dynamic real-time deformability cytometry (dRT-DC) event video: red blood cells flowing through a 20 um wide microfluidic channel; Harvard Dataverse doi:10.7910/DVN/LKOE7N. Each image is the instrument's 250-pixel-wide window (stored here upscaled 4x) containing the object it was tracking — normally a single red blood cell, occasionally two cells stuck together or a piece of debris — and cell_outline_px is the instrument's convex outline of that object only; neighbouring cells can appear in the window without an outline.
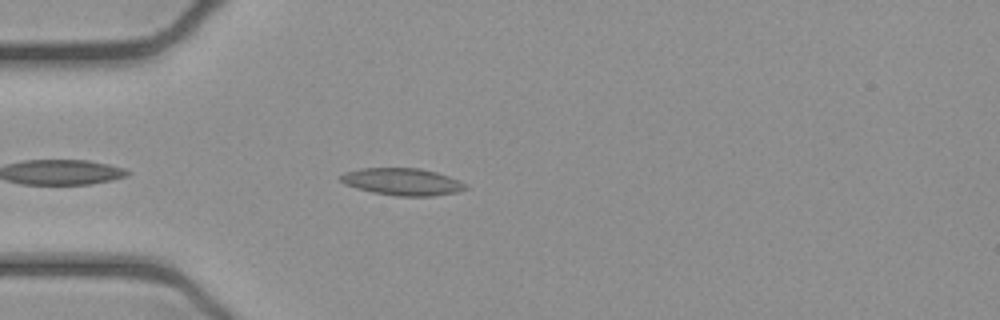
{"species": "common noctule bat (a hibernating species)", "species_latin": "Nyctalus noctula", "temperature_condition": "cold", "stored_images_in_passage": 17, "camera_frame_rate_fps": 3000, "um_per_image_px": 0.085, "animal": {"sex": "female", "body_mass_g": 21.9}, "frame": {"image": 1, "passage_image": 4, "time_ms": 1.0, "image_size_px": [1000, 320], "cell_outline_px": [[468, 188], [456, 192], [432, 196], [396, 196], [372, 192], [356, 188], [344, 184], [336, 176], [344, 172], [360, 168], [420, 168], [436, 172], [460, 180], [468, 184]], "centroid_in_image_um": [34.17, 15.44], "position_along_channel_um": 50.8, "area_um2": 20.0}}
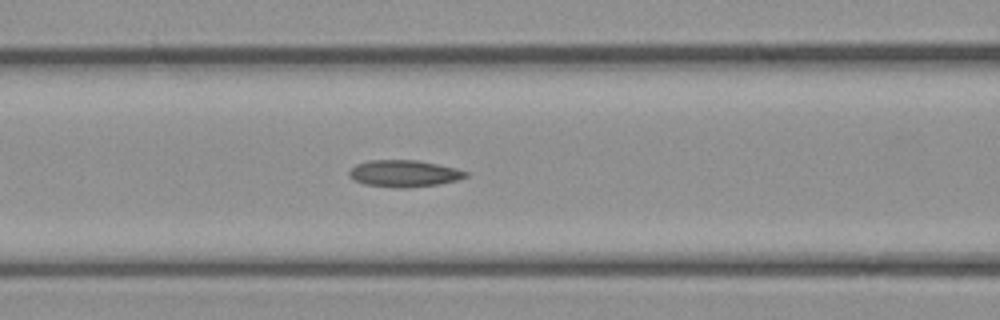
{"frame": {"image": 2, "passage_image": 11, "time_ms": 3.333, "image_size_px": [1000, 320], "cell_outline_px": [[472, 172], [468, 176], [456, 180], [440, 184], [408, 188], [400, 188], [364, 184], [348, 176], [348, 172], [356, 164], [368, 160], [416, 160], [456, 168]], "centroid_in_image_um": [34.38, 14.75], "position_along_channel_um": 132.2, "area_um2": 18.26}}
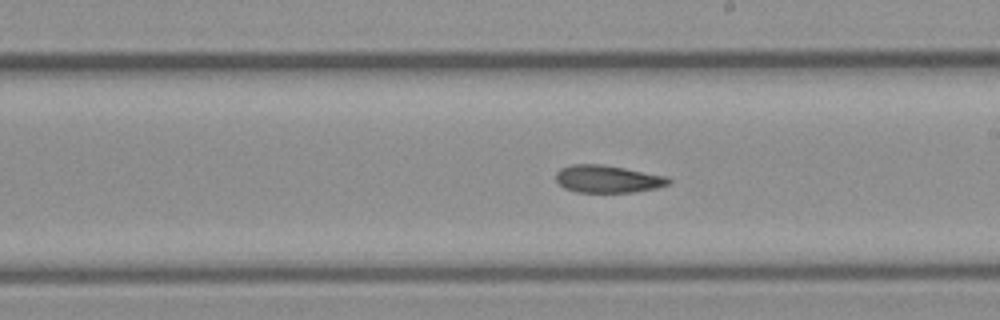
{"frame": {"image": 3, "passage_image": 16, "time_ms": 5.0, "image_size_px": [1000, 320], "cell_outline_px": [[672, 180], [668, 184], [656, 188], [636, 192], [576, 192], [564, 188], [556, 180], [556, 172], [560, 168], [572, 164], [604, 164], [668, 176]], "centroid_in_image_um": [51.66, 15.21], "position_along_channel_um": 237.3, "area_um2": 18.21}}